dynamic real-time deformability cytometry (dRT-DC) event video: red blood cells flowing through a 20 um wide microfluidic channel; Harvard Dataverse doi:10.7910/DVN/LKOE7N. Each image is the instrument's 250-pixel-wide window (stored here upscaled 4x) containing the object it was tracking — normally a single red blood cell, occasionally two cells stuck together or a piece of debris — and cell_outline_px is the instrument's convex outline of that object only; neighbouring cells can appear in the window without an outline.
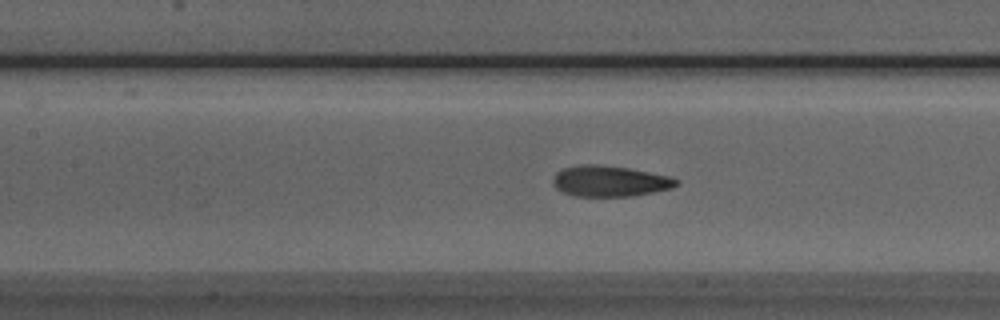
{"species": "Egyptian fruit bat (a non-hibernating species)", "species_latin": "Rousettus aegyptiacus", "temperature_condition": "room temperature", "stored_images_in_passage": 47, "camera_frame_rate_fps": 3000, "um_per_image_px": 0.085, "animal": {"sex": "male"}, "frame": {"image": 1, "passage_image": 18, "time_ms": 5.667, "image_size_px": [1000, 320], "cell_outline_px": [[680, 184], [672, 188], [632, 196], [576, 196], [564, 192], [556, 188], [552, 184], [552, 176], [556, 172], [564, 168], [580, 164], [596, 164], [628, 168], [668, 176], [680, 180]], "centroid_in_image_um": [51.81, 15.39], "position_along_channel_um": 155.6, "area_um2": 22.2}}
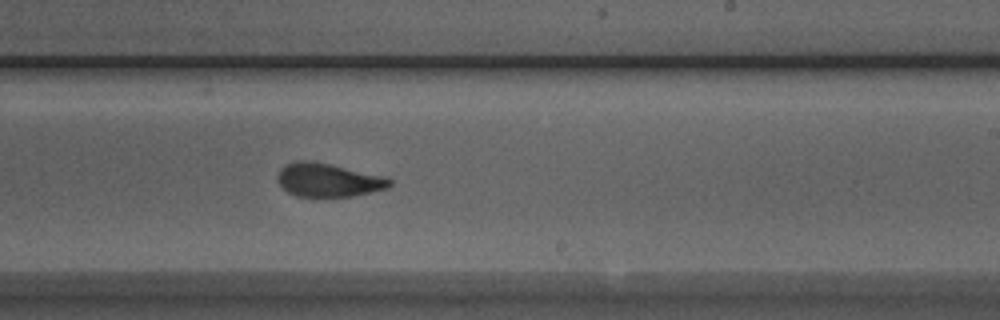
{"frame": {"image": 2, "passage_image": 26, "time_ms": 8.333, "image_size_px": [1000, 320], "cell_outline_px": [[392, 184], [388, 188], [352, 196], [296, 196], [288, 192], [276, 180], [276, 176], [280, 168], [284, 164], [296, 160], [312, 160], [384, 176], [392, 180]], "centroid_in_image_um": [27.86, 15.28], "position_along_channel_um": 261.1, "area_um2": 21.96}}
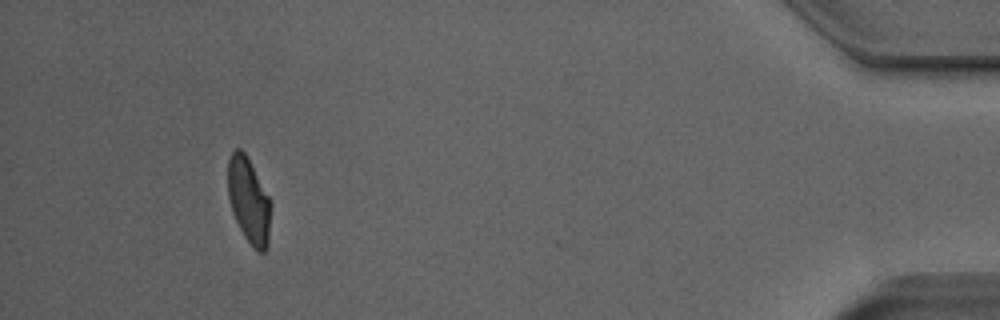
{"frame": {"image": 3, "passage_image": 43, "time_ms": 14.0, "image_size_px": [1000, 320], "cell_outline_px": [[272, 204], [268, 248], [264, 252], [256, 252], [252, 248], [244, 236], [232, 212], [228, 196], [228, 160], [232, 152], [236, 148], [240, 148], [244, 152], [268, 196]], "centroid_in_image_um": [21.16, 17.12], "position_along_channel_um": 414.0, "area_um2": 21.44}, "authors_computed_cell_mechanics": {"area_um2": 22.253, "velocity_mm_per_s": 3.9694, "shape_relaxation_time_tau1_ms": 5.9319, "shape_relaxation_time_tau2_ms": 1.3571, "deformation_change_tau1": 0.2038, "deformation_change_tau2": 0.0791}}